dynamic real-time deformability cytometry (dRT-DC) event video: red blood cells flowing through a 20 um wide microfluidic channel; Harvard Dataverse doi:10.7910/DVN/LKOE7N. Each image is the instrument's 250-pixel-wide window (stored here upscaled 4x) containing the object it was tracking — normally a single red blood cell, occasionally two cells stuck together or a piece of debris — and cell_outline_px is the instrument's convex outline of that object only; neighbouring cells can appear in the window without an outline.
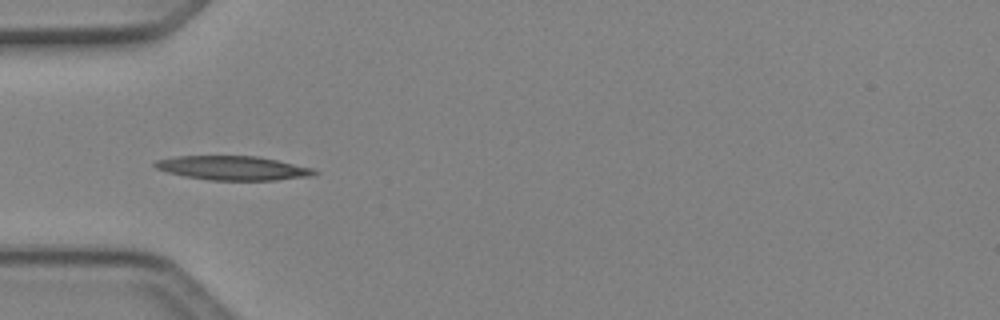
{"species": "Egyptian fruit bat (a non-hibernating species)", "species_latin": "Rousettus aegyptiacus", "temperature_condition": "cold", "stored_images_in_passage": 7, "camera_frame_rate_fps": 3000, "um_per_image_px": 0.085, "animal": {"sex": "female"}, "frame": {"image": 1, "passage_image": 4, "time_ms": 1.0, "image_size_px": [1000, 320], "cell_outline_px": [[320, 172], [312, 176], [276, 180], [208, 180], [184, 176], [168, 172], [156, 168], [152, 164], [156, 160], [176, 156], [256, 156], [276, 160], [312, 168]], "centroid_in_image_um": [19.79, 14.28], "position_along_channel_um": 65.2, "area_um2": 22.31}}
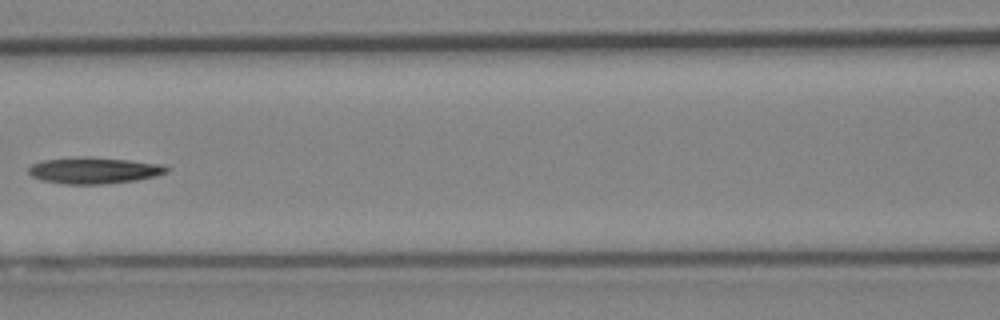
{"frame": {"image": 2, "passage_image": 6, "time_ms": 1.667, "image_size_px": [1000, 320], "cell_outline_px": [[172, 168], [168, 172], [156, 176], [136, 180], [104, 184], [64, 184], [44, 180], [32, 176], [28, 172], [28, 168], [32, 164], [44, 160], [80, 156], [88, 156], [128, 160], [160, 164]], "centroid_in_image_um": [8.01, 14.48], "position_along_channel_um": 158.6, "area_um2": 21.27}}
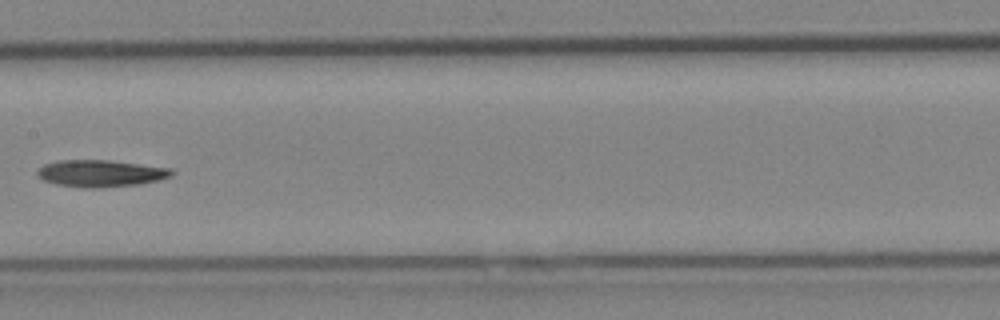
{"frame": {"image": 3, "passage_image": 7, "time_ms": 2.0, "image_size_px": [1000, 320], "cell_outline_px": [[176, 172], [172, 176], [140, 184], [100, 188], [84, 188], [56, 184], [44, 180], [36, 176], [36, 172], [44, 164], [60, 160], [108, 160], [172, 168]], "centroid_in_image_um": [8.56, 14.74], "position_along_channel_um": 198.8, "area_um2": 21.15}}